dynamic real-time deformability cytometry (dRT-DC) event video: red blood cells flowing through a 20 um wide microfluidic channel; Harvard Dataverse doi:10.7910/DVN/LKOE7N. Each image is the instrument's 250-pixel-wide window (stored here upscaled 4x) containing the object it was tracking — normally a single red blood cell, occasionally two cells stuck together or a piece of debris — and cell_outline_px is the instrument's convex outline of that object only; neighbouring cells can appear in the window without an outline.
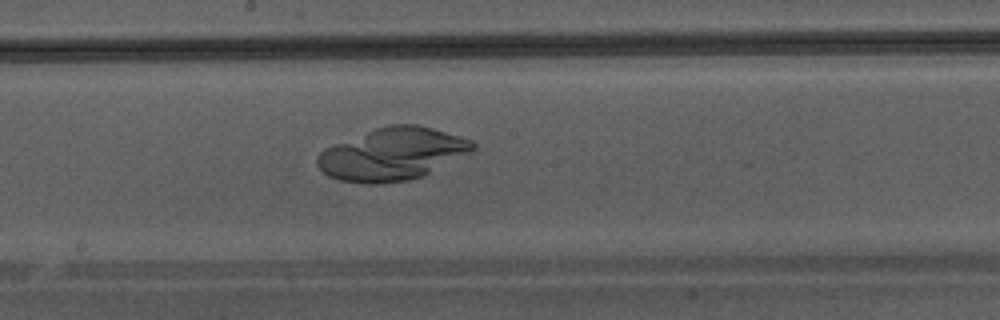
{"species": "Egyptian fruit bat (a non-hibernating species)", "species_latin": "Rousettus aegyptiacus", "temperature_condition": "warm", "stored_images_in_passage": 47, "camera_frame_rate_fps": 3000, "um_per_image_px": 0.085, "animal": {"sex": "male"}, "frame": {"image": 1, "passage_image": 27, "time_ms": 8.667, "image_size_px": [1000, 320], "cell_outline_px": [[476, 148], [424, 176], [408, 180], [376, 184], [364, 184], [340, 180], [328, 176], [316, 164], [316, 156], [324, 148], [376, 128], [388, 124], [416, 124], [432, 128], [460, 136], [472, 140], [476, 144]], "centroid_in_image_um": [33.33, 13.1], "position_along_channel_um": 214.9, "area_um2": 47.22}}